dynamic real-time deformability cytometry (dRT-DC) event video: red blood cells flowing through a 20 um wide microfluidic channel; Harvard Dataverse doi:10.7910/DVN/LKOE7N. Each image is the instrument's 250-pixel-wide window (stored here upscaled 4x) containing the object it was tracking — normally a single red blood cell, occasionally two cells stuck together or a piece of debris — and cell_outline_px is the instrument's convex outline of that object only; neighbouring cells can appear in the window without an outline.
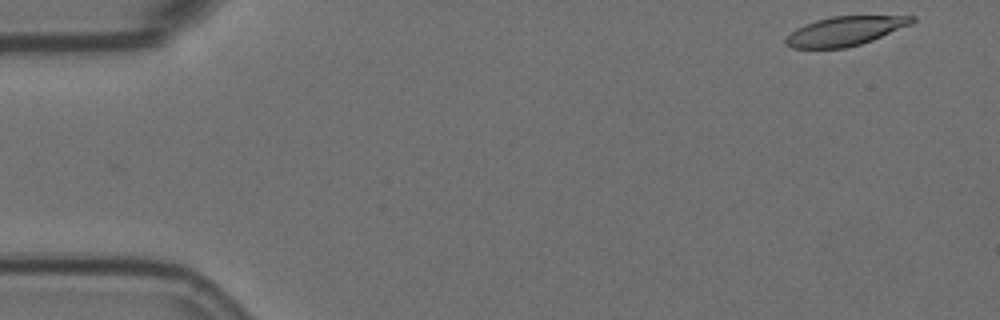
{"species": "Egyptian fruit bat (a non-hibernating species)", "species_latin": "Rousettus aegyptiacus", "temperature_condition": "room temperature", "stored_images_in_passage": 55, "camera_frame_rate_fps": 3000, "um_per_image_px": 0.085, "animal": {"sex": "female"}, "frame": {"image": 1, "passage_image": 1, "time_ms": 0.0, "image_size_px": [1000, 320], "cell_outline_px": [[916, 20], [912, 24], [872, 40], [860, 44], [844, 48], [792, 48], [784, 44], [784, 40], [796, 28], [804, 24], [816, 20], [832, 16], [916, 16]], "centroid_in_image_um": [71.82, 2.64], "position_along_channel_um": 13.2, "area_um2": 21.39}}
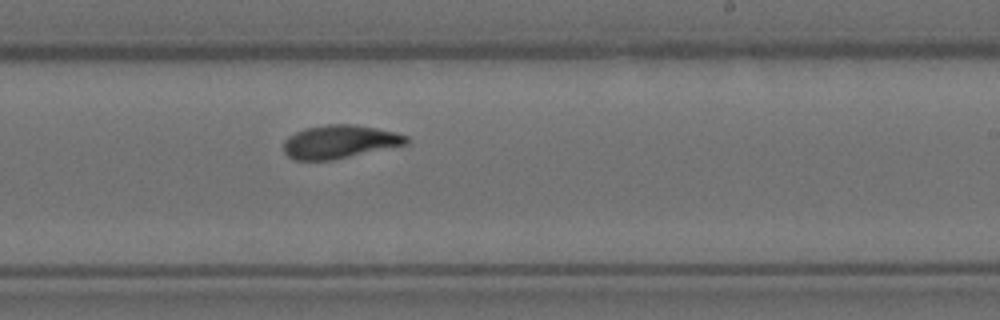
{"frame": {"image": 2, "passage_image": 32, "time_ms": 10.333, "image_size_px": [1000, 320], "cell_outline_px": [[408, 144], [332, 160], [296, 160], [288, 156], [284, 152], [284, 140], [288, 136], [304, 128], [328, 124], [356, 124], [396, 132], [408, 136]], "centroid_in_image_um": [28.87, 12.04], "position_along_channel_um": 260.1, "area_um2": 23.87}}
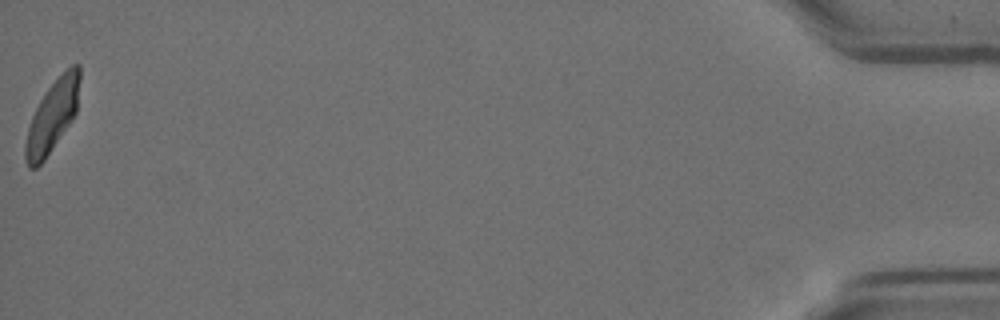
{"frame": {"image": 3, "passage_image": 55, "time_ms": 18.0, "image_size_px": [1000, 320], "cell_outline_px": [[80, 76], [76, 112], [72, 120], [44, 160], [36, 168], [28, 168], [24, 156], [24, 144], [28, 128], [32, 116], [40, 100], [48, 88], [72, 64], [80, 64]], "centroid_in_image_um": [4.43, 9.9], "position_along_channel_um": 430.8, "area_um2": 22.25}, "authors_computed_cell_mechanics": {"area_um2": 23.4668, "velocity_mm_per_s": 3.5242, "shape_relaxation_time_tau1_ms": 9.664, "shape_relaxation_time_tau2_ms": 2.4393, "deformation_change_tau1": 0.251, "deformation_change_tau2": 0.075}}